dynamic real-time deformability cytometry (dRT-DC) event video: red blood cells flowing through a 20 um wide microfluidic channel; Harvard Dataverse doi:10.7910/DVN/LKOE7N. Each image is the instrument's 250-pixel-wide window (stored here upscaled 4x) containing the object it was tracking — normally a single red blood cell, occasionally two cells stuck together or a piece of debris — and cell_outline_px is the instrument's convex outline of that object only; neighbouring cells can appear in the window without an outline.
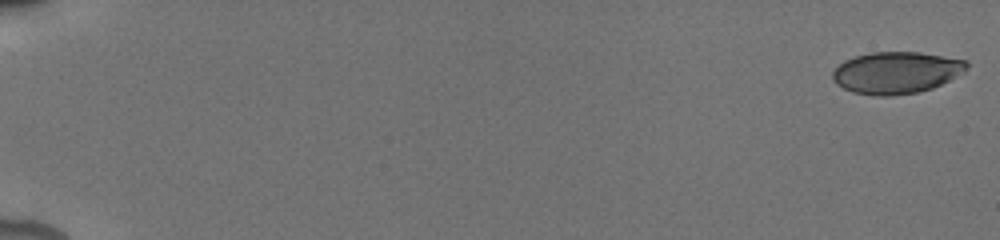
{"species": "human", "species_latin": "Homo sapiens", "temperature_condition": "cold", "stored_images_in_passage": 10, "camera_frame_rate_fps": 3000, "um_per_image_px": 0.085, "donor": {"sex": "male"}, "frame": {"image": 1, "passage_image": 1, "time_ms": 0.0, "image_size_px": [1000, 240], "cell_outline_px": [[968, 68], [964, 72], [932, 88], [916, 92], [892, 96], [872, 96], [852, 92], [836, 84], [832, 80], [832, 72], [844, 60], [856, 56], [872, 52], [920, 52], [968, 60]], "centroid_in_image_um": [76.17, 6.17], "position_along_channel_um": 8.8, "area_um2": 32.77}}
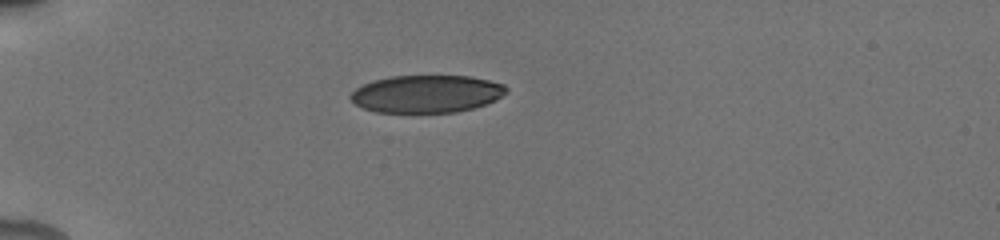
{"frame": {"image": 2, "passage_image": 8, "time_ms": 5.333, "image_size_px": [1000, 240], "cell_outline_px": [[508, 92], [496, 100], [472, 108], [456, 112], [376, 112], [364, 108], [356, 104], [348, 96], [356, 88], [372, 80], [392, 76], [472, 76], [504, 84], [508, 88]], "centroid_in_image_um": [36.27, 7.97], "position_along_channel_um": 48.7, "area_um2": 34.04}}